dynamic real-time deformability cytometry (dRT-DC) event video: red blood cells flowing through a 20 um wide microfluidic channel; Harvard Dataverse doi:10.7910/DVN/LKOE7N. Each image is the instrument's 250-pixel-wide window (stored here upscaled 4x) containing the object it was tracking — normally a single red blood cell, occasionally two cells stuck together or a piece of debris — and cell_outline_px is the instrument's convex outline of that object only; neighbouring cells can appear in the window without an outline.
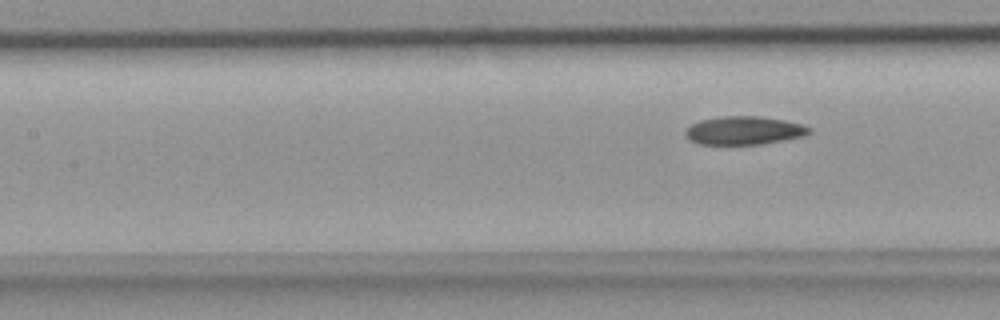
{"species": "common noctule bat (a hibernating species)", "species_latin": "Nyctalus noctula", "temperature_condition": "room temperature", "stored_images_in_passage": 5, "camera_frame_rate_fps": 3000, "um_per_image_px": 0.085, "animal": {"sex": "female", "body_mass_g": 18.4}, "frame": {"image": 1, "passage_image": 5, "time_ms": 1.333, "image_size_px": [1000, 320], "cell_outline_px": [[812, 132], [804, 136], [764, 144], [696, 144], [688, 140], [684, 132], [692, 124], [700, 120], [724, 116], [760, 116], [784, 120], [804, 124], [812, 128]], "centroid_in_image_um": [63.27, 11.09], "position_along_channel_um": 144.1, "area_um2": 20.63}}